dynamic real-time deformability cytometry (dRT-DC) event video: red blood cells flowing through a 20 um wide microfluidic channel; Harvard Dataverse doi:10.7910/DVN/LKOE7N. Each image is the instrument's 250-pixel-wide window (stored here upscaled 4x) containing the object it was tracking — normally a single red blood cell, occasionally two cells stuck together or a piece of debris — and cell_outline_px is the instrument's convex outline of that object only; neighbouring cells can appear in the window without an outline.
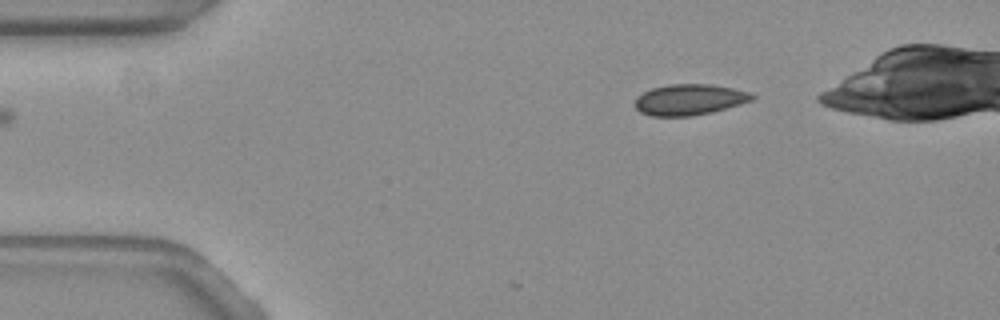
{"species": "common noctule bat (a hibernating species)", "species_latin": "Nyctalus noctula", "temperature_condition": "warm", "stored_images_in_passage": 4, "camera_frame_rate_fps": 3000, "um_per_image_px": 0.085, "animal": {"sex": "female", "body_mass_g": 19.3, "forearm_length_mm": 54.1}, "frame": {"image": 1, "passage_image": 1, "time_ms": 0.0, "image_size_px": [1000, 320], "cell_outline_px": [[756, 96], [752, 100], [740, 104], [712, 112], [692, 116], [652, 116], [640, 112], [632, 104], [636, 96], [652, 88], [668, 84], [712, 84], [752, 92]], "centroid_in_image_um": [58.58, 8.46], "position_along_channel_um": 26.4, "area_um2": 21.33}}